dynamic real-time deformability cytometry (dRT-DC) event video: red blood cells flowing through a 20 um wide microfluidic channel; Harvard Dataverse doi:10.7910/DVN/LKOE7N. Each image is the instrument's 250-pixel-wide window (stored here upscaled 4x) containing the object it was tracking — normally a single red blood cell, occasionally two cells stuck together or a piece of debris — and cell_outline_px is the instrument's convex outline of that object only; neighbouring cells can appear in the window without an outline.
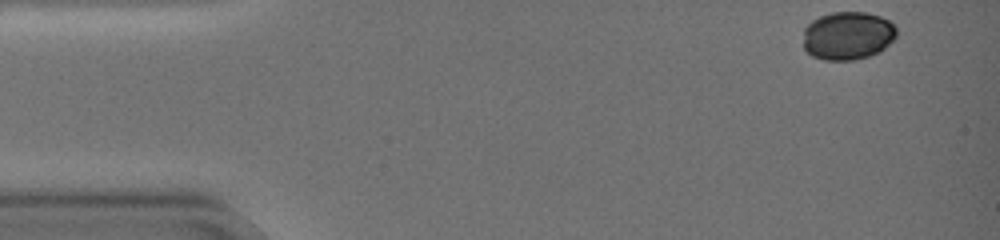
{"species": "common noctule bat (a hibernating species)", "species_latin": "Nyctalus noctula", "temperature_condition": "warm", "stored_images_in_passage": 47, "camera_frame_rate_fps": 3000, "um_per_image_px": 0.085, "animal": {"sex": "female", "body_mass_g": 19.0, "forearm_length_mm": 51.5}, "frame": {"image": 1, "passage_image": 1, "time_ms": 0.0, "image_size_px": [1000, 240], "cell_outline_px": [[896, 36], [880, 52], [868, 56], [852, 60], [824, 60], [812, 56], [804, 48], [804, 28], [812, 20], [820, 16], [832, 12], [864, 12], [880, 16], [888, 20], [896, 28]], "centroid_in_image_um": [72.04, 3.03], "position_along_channel_um": 13.0, "area_um2": 26.18}}
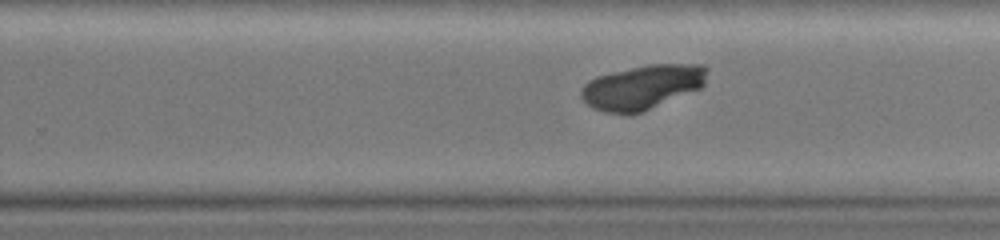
{"frame": {"image": 2, "passage_image": 33, "time_ms": 10.667, "image_size_px": [1000, 240], "cell_outline_px": [[708, 68], [704, 84], [700, 88], [640, 112], [628, 116], [604, 112], [592, 108], [580, 96], [580, 88], [584, 84], [596, 76], [612, 72], [648, 64], [704, 64]], "centroid_in_image_um": [54.56, 7.41], "position_along_channel_um": 275.2, "area_um2": 32.6}}
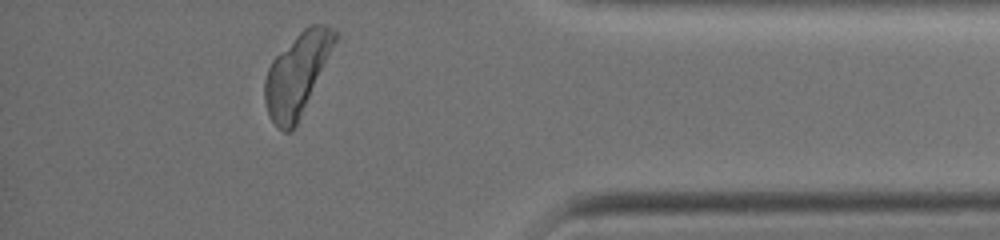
{"frame": {"image": 3, "passage_image": 46, "time_ms": 15.0, "image_size_px": [1000, 240], "cell_outline_px": [[340, 36], [296, 124], [288, 132], [284, 132], [276, 128], [268, 116], [264, 100], [264, 80], [268, 68], [272, 60], [304, 28], [312, 24], [324, 24], [332, 28]], "centroid_in_image_um": [25.25, 6.31], "position_along_channel_um": 410.0, "area_um2": 33.23}}